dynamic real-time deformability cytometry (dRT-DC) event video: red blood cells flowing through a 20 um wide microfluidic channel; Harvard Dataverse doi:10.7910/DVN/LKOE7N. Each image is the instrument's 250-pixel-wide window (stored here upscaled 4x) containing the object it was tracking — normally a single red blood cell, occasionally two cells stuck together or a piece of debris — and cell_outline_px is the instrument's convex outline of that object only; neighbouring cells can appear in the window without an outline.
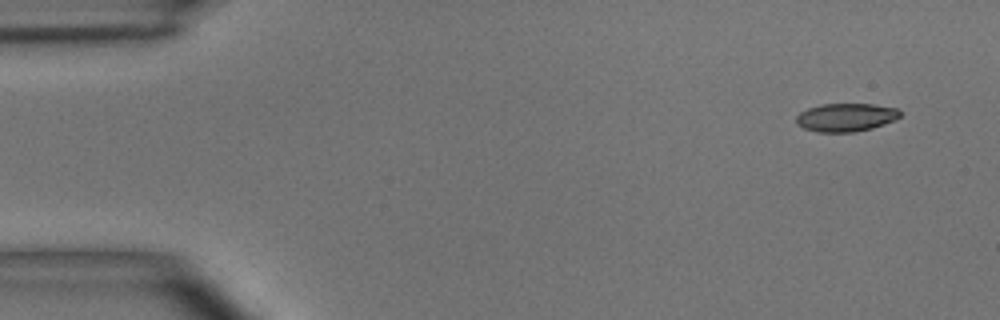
{"species": "common noctule bat (a hibernating species)", "species_latin": "Nyctalus noctula", "temperature_condition": "room temperature", "stored_images_in_passage": 4, "camera_frame_rate_fps": 3000, "um_per_image_px": 0.085, "animal": {"sex": "male", "body_mass_g": 15.6}, "frame": {"image": 1, "passage_image": 1, "time_ms": 0.0, "image_size_px": [1000, 320], "cell_outline_px": [[900, 116], [896, 120], [872, 128], [856, 132], [816, 132], [804, 128], [796, 124], [796, 116], [800, 112], [808, 108], [820, 104], [872, 104], [900, 108]], "centroid_in_image_um": [71.91, 9.97], "position_along_channel_um": 13.1, "area_um2": 17.28}}
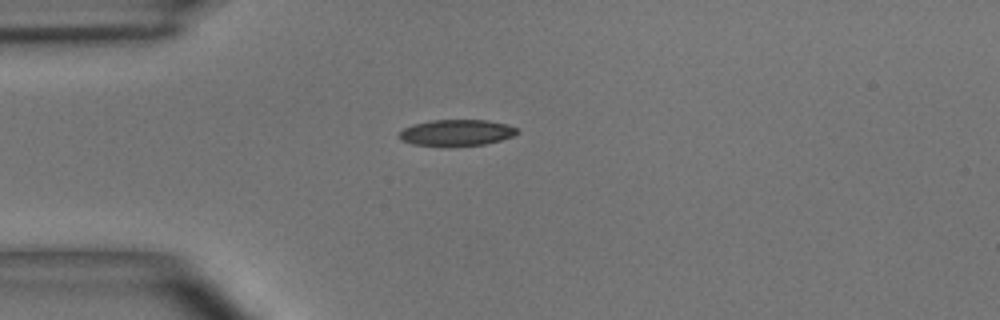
{"frame": {"image": 2, "passage_image": 4, "time_ms": 3.333, "image_size_px": [1000, 320], "cell_outline_px": [[520, 132], [512, 136], [500, 140], [484, 144], [448, 148], [440, 148], [412, 144], [400, 140], [400, 132], [404, 128], [412, 124], [432, 120], [484, 120], [508, 124], [516, 128]], "centroid_in_image_um": [38.77, 11.31], "position_along_channel_um": 46.2, "area_um2": 18.55}}